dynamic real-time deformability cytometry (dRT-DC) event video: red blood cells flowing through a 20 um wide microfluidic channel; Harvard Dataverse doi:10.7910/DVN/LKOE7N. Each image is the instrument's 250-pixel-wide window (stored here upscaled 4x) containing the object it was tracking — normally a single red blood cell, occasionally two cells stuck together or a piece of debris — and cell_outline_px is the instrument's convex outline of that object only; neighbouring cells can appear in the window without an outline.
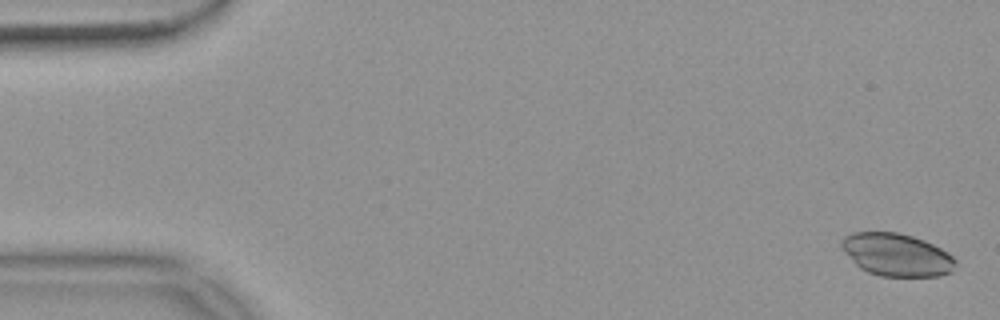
{"species": "common noctule bat (a hibernating species)", "species_latin": "Nyctalus noctula", "temperature_condition": "warm", "stored_images_in_passage": 55, "camera_frame_rate_fps": 3000, "um_per_image_px": 0.085, "animal": {"sex": "female", "body_mass_g": 18.4}, "frame": {"image": 1, "passage_image": 2, "time_ms": 0.333, "image_size_px": [1000, 320], "cell_outline_px": [[956, 264], [952, 272], [940, 276], [880, 276], [868, 272], [860, 268], [840, 248], [840, 240], [844, 236], [852, 232], [896, 232], [912, 236], [924, 240], [948, 252], [956, 260]], "centroid_in_image_um": [76.2, 21.65], "position_along_channel_um": 8.8, "area_um2": 28.5}}
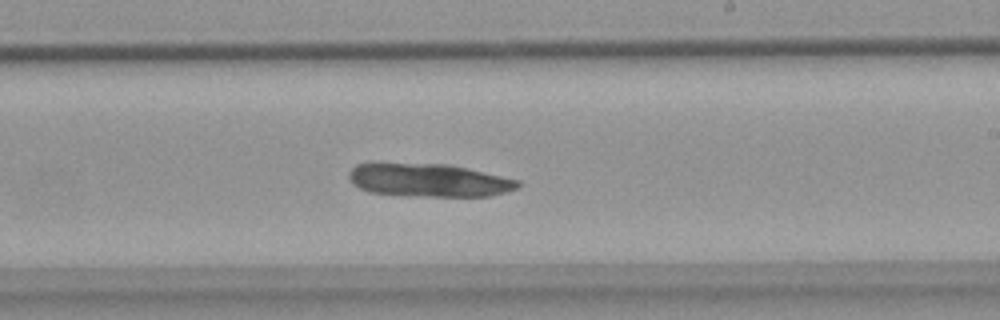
{"frame": {"image": 2, "passage_image": 33, "time_ms": 10.667, "image_size_px": [1000, 320], "cell_outline_px": [[520, 184], [516, 188], [504, 192], [488, 196], [420, 196], [368, 192], [352, 184], [348, 176], [348, 172], [356, 164], [448, 164], [468, 168], [520, 180]], "centroid_in_image_um": [36.45, 15.32], "position_along_channel_um": 252.6, "area_um2": 32.31}}
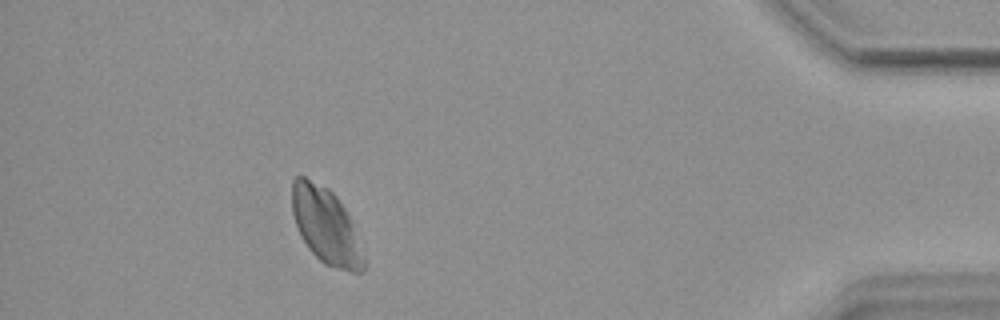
{"frame": {"image": 3, "passage_image": 50, "time_ms": 16.333, "image_size_px": [1000, 320], "cell_outline_px": [[368, 264], [364, 272], [352, 272], [324, 264], [308, 248], [300, 236], [292, 212], [292, 180], [296, 176], [304, 176], [328, 188], [336, 196], [344, 208], [348, 216]], "centroid_in_image_um": [27.7, 19.22], "position_along_channel_um": 407.5, "area_um2": 31.62}}